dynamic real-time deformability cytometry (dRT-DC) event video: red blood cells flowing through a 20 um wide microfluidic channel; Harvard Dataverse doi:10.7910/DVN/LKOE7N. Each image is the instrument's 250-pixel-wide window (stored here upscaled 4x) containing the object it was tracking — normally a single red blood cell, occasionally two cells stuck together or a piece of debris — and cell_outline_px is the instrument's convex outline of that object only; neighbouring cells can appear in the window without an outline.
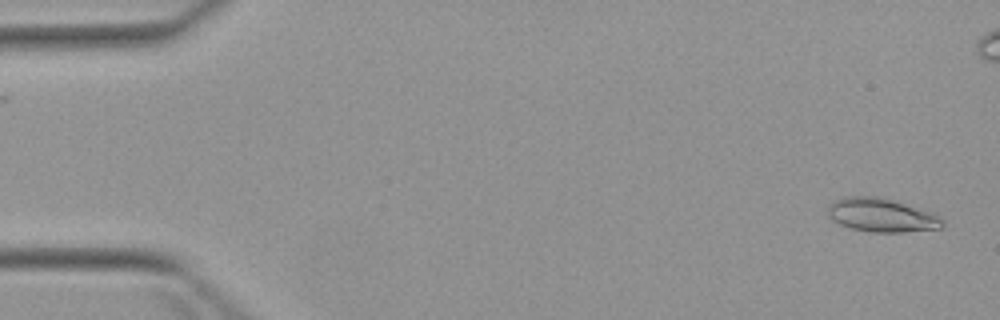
{"species": "Egyptian fruit bat (a non-hibernating species)", "species_latin": "Rousettus aegyptiacus", "temperature_condition": "warm", "stored_images_in_passage": 4, "camera_frame_rate_fps": 3000, "um_per_image_px": 0.085, "animal": {"sex": "female"}, "frame": {"image": 1, "passage_image": 4, "time_ms": 3.667, "image_size_px": [1000, 320], "cell_outline_px": [[944, 224], [940, 228], [904, 232], [868, 232], [852, 228], [840, 224], [832, 220], [828, 212], [828, 204], [844, 196], [880, 196], [940, 216], [944, 220]], "centroid_in_image_um": [74.9, 18.29], "position_along_channel_um": 10.1, "area_um2": 22.25}}